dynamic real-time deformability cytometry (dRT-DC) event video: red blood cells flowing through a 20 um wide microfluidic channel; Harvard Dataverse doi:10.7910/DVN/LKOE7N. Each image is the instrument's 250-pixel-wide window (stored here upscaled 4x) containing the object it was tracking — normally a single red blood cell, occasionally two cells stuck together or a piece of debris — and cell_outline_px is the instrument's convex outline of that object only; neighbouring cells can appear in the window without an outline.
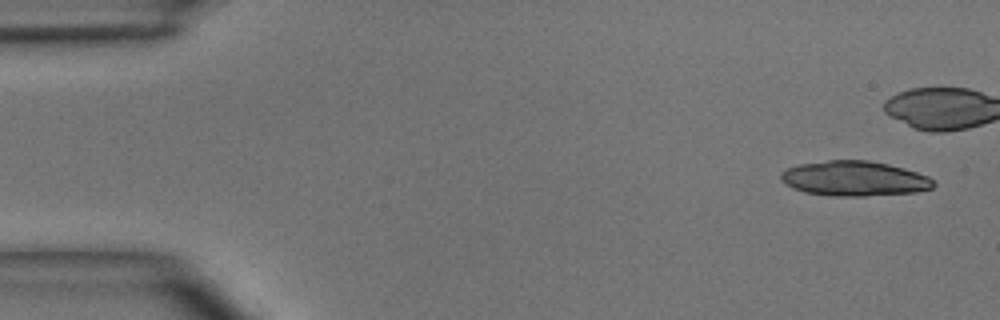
{"species": "common noctule bat (a hibernating species)", "species_latin": "Nyctalus noctula", "temperature_condition": "room temperature", "stored_images_in_passage": 7, "camera_frame_rate_fps": 3000, "um_per_image_px": 0.085, "animal": {"sex": "male", "body_mass_g": 15.6}, "frame": {"image": 1, "passage_image": 1, "time_ms": 0.0, "image_size_px": [1000, 320], "cell_outline_px": [[936, 184], [932, 188], [916, 192], [864, 196], [832, 196], [804, 192], [792, 188], [784, 184], [780, 180], [780, 172], [788, 168], [800, 164], [828, 160], [868, 160], [888, 164], [904, 168], [928, 176]], "centroid_in_image_um": [72.59, 15.18], "position_along_channel_um": 12.4, "area_um2": 31.21}}